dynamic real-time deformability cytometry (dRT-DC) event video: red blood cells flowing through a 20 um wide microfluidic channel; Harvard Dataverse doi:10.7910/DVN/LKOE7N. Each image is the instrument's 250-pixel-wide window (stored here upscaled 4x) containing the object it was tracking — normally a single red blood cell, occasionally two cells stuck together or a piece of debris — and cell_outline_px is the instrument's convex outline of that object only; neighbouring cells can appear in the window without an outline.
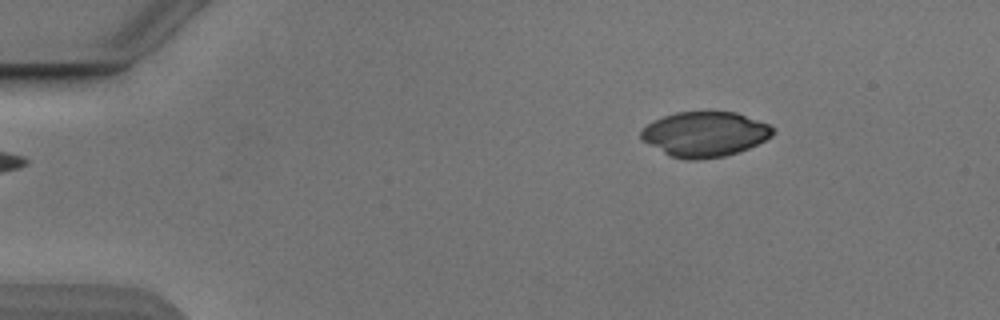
{"species": "Egyptian fruit bat (a non-hibernating species)", "species_latin": "Rousettus aegyptiacus", "temperature_condition": "cold", "stored_images_in_passage": 46, "camera_frame_rate_fps": 3000, "um_per_image_px": 0.085, "animal": {"sex": "male"}, "frame": {"image": 1, "passage_image": 1, "time_ms": 0.0, "image_size_px": [1000, 320], "cell_outline_px": [[776, 132], [772, 136], [740, 152], [724, 156], [700, 160], [684, 160], [672, 156], [640, 140], [640, 132], [652, 120], [676, 112], [736, 112], [768, 124]], "centroid_in_image_um": [59.89, 11.41], "position_along_channel_um": 25.1, "area_um2": 34.51}}
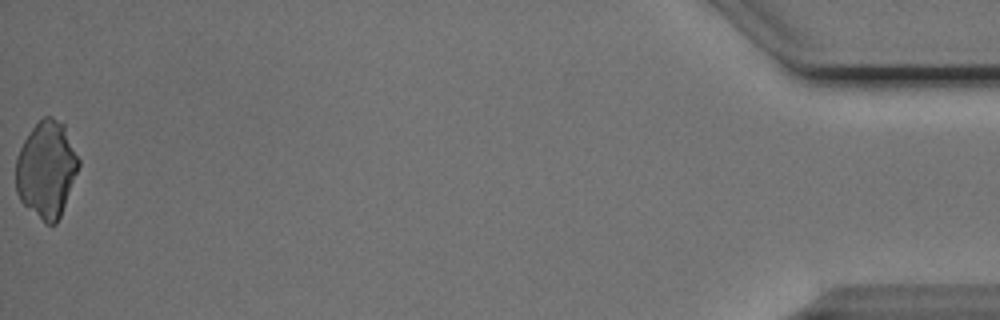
{"frame": {"image": 2, "passage_image": 46, "time_ms": 15.0, "image_size_px": [1000, 320], "cell_outline_px": [[80, 164], [60, 216], [56, 224], [44, 224], [20, 200], [16, 192], [16, 156], [24, 140], [32, 128], [44, 116], [52, 116], [64, 124], [80, 160]], "centroid_in_image_um": [3.94, 14.4], "position_along_channel_um": 431.3, "area_um2": 35.26}}